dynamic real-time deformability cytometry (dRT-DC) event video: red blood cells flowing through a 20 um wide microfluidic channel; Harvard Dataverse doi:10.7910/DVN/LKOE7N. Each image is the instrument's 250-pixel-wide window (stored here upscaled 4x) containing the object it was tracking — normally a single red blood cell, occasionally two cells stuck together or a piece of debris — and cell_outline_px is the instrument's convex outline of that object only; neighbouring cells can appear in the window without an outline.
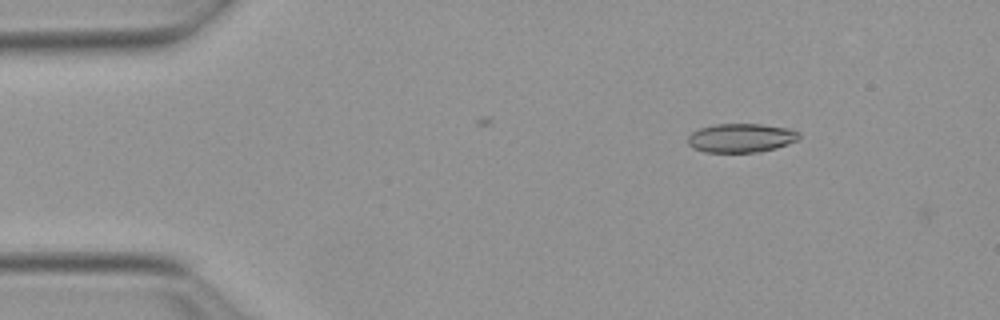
{"species": "Egyptian fruit bat (a non-hibernating species)", "species_latin": "Rousettus aegyptiacus", "temperature_condition": "warm", "stored_images_in_passage": 4, "camera_frame_rate_fps": 3000, "um_per_image_px": 0.085, "animal": {"sex": "female"}, "frame": {"image": 1, "passage_image": 3, "time_ms": 0.667, "image_size_px": [1000, 320], "cell_outline_px": [[800, 136], [796, 140], [788, 144], [776, 148], [756, 152], [704, 152], [692, 148], [688, 144], [688, 136], [692, 132], [700, 128], [716, 124], [760, 124], [788, 128], [800, 132]], "centroid_in_image_um": [62.97, 11.72], "position_along_channel_um": 22.0, "area_um2": 18.73}}